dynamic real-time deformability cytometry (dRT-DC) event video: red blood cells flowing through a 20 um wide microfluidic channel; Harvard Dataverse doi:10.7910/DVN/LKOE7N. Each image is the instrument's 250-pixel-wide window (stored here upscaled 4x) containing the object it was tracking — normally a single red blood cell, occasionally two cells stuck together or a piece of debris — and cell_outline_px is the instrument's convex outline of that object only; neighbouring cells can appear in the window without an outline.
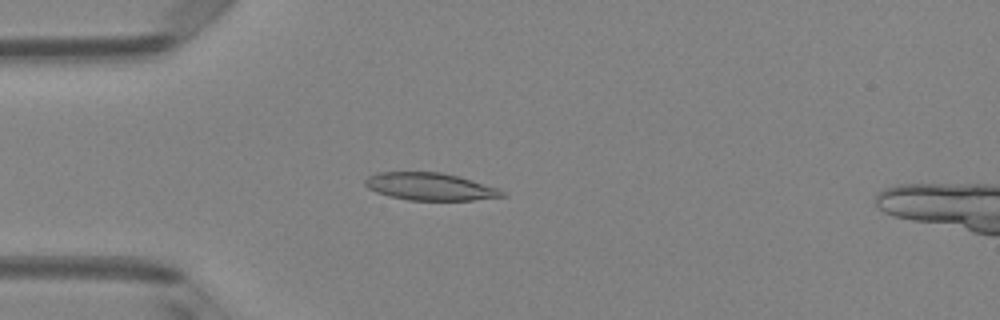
{"species": "Egyptian fruit bat (a non-hibernating species)", "species_latin": "Rousettus aegyptiacus", "temperature_condition": "room temperature", "stored_images_in_passage": 5, "camera_frame_rate_fps": 3000, "um_per_image_px": 0.085, "animal": {"sex": "female"}, "frame": {"image": 1, "passage_image": 3, "time_ms": 0.667, "image_size_px": [1000, 320], "cell_outline_px": [[508, 196], [472, 200], [408, 200], [388, 196], [376, 192], [368, 188], [364, 184], [364, 180], [368, 176], [376, 172], [440, 172], [456, 176], [496, 188], [504, 192]], "centroid_in_image_um": [36.48, 15.86], "position_along_channel_um": 48.5, "area_um2": 21.73}}
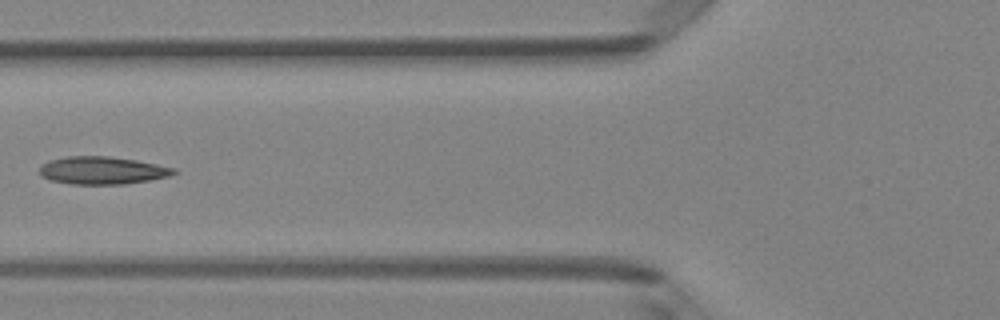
{"frame": {"image": 2, "passage_image": 5, "time_ms": 1.333, "image_size_px": [1000, 320], "cell_outline_px": [[180, 172], [168, 176], [152, 180], [124, 184], [72, 184], [48, 180], [40, 176], [40, 164], [48, 160], [68, 156], [108, 156], [136, 160], [176, 168]], "centroid_in_image_um": [8.68, 14.49], "position_along_channel_um": 117.1, "area_um2": 21.91}}